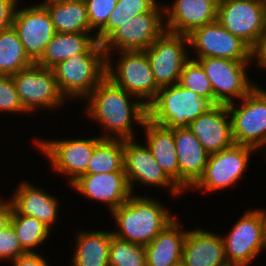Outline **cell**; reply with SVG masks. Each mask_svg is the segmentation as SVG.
<instances>
[{
    "mask_svg": "<svg viewBox=\"0 0 266 266\" xmlns=\"http://www.w3.org/2000/svg\"><path fill=\"white\" fill-rule=\"evenodd\" d=\"M82 102H86L83 106L86 119L101 128V138L135 139L137 134L133 127H143L148 119L147 106L108 77Z\"/></svg>",
    "mask_w": 266,
    "mask_h": 266,
    "instance_id": "1",
    "label": "cell"
},
{
    "mask_svg": "<svg viewBox=\"0 0 266 266\" xmlns=\"http://www.w3.org/2000/svg\"><path fill=\"white\" fill-rule=\"evenodd\" d=\"M172 213L156 197L132 194L125 203L110 213L117 226L112 230L113 235L121 240L146 246L176 218Z\"/></svg>",
    "mask_w": 266,
    "mask_h": 266,
    "instance_id": "2",
    "label": "cell"
},
{
    "mask_svg": "<svg viewBox=\"0 0 266 266\" xmlns=\"http://www.w3.org/2000/svg\"><path fill=\"white\" fill-rule=\"evenodd\" d=\"M216 105L211 98H202L177 83L159 89L155 99L147 106L148 119L163 128H185Z\"/></svg>",
    "mask_w": 266,
    "mask_h": 266,
    "instance_id": "3",
    "label": "cell"
},
{
    "mask_svg": "<svg viewBox=\"0 0 266 266\" xmlns=\"http://www.w3.org/2000/svg\"><path fill=\"white\" fill-rule=\"evenodd\" d=\"M52 69L68 102H82L106 77V54L98 43L88 54L73 55Z\"/></svg>",
    "mask_w": 266,
    "mask_h": 266,
    "instance_id": "4",
    "label": "cell"
},
{
    "mask_svg": "<svg viewBox=\"0 0 266 266\" xmlns=\"http://www.w3.org/2000/svg\"><path fill=\"white\" fill-rule=\"evenodd\" d=\"M114 54L118 55L117 60ZM106 77L148 106L159 87L145 51H118L106 54Z\"/></svg>",
    "mask_w": 266,
    "mask_h": 266,
    "instance_id": "5",
    "label": "cell"
},
{
    "mask_svg": "<svg viewBox=\"0 0 266 266\" xmlns=\"http://www.w3.org/2000/svg\"><path fill=\"white\" fill-rule=\"evenodd\" d=\"M237 102L226 104L234 144L252 147L266 160V90L258 84Z\"/></svg>",
    "mask_w": 266,
    "mask_h": 266,
    "instance_id": "6",
    "label": "cell"
},
{
    "mask_svg": "<svg viewBox=\"0 0 266 266\" xmlns=\"http://www.w3.org/2000/svg\"><path fill=\"white\" fill-rule=\"evenodd\" d=\"M99 135L96 137H77L72 139H43L38 136L33 138V144L39 152L49 160V168L56 174L67 177V185L70 186L81 175L87 172L89 161L94 148L102 140Z\"/></svg>",
    "mask_w": 266,
    "mask_h": 266,
    "instance_id": "7",
    "label": "cell"
},
{
    "mask_svg": "<svg viewBox=\"0 0 266 266\" xmlns=\"http://www.w3.org/2000/svg\"><path fill=\"white\" fill-rule=\"evenodd\" d=\"M20 101L24 110L30 115L41 110L58 112L68 100L60 92L52 68L43 67L37 63L12 75ZM41 109V110H39Z\"/></svg>",
    "mask_w": 266,
    "mask_h": 266,
    "instance_id": "8",
    "label": "cell"
},
{
    "mask_svg": "<svg viewBox=\"0 0 266 266\" xmlns=\"http://www.w3.org/2000/svg\"><path fill=\"white\" fill-rule=\"evenodd\" d=\"M254 152L258 155V151L252 147L233 144L220 152L209 154L203 176L190 190L210 194L234 187L248 172L250 158L256 155Z\"/></svg>",
    "mask_w": 266,
    "mask_h": 266,
    "instance_id": "9",
    "label": "cell"
},
{
    "mask_svg": "<svg viewBox=\"0 0 266 266\" xmlns=\"http://www.w3.org/2000/svg\"><path fill=\"white\" fill-rule=\"evenodd\" d=\"M190 58L197 60L205 70L216 104L226 105L238 101L257 85L248 71L253 61H234L218 57Z\"/></svg>",
    "mask_w": 266,
    "mask_h": 266,
    "instance_id": "10",
    "label": "cell"
},
{
    "mask_svg": "<svg viewBox=\"0 0 266 266\" xmlns=\"http://www.w3.org/2000/svg\"><path fill=\"white\" fill-rule=\"evenodd\" d=\"M235 222L228 234L224 232L222 235L228 264L251 266L266 250L263 209L258 207L245 210Z\"/></svg>",
    "mask_w": 266,
    "mask_h": 266,
    "instance_id": "11",
    "label": "cell"
},
{
    "mask_svg": "<svg viewBox=\"0 0 266 266\" xmlns=\"http://www.w3.org/2000/svg\"><path fill=\"white\" fill-rule=\"evenodd\" d=\"M164 2L150 12L131 18L115 29L102 43L105 54L118 51H145L166 29Z\"/></svg>",
    "mask_w": 266,
    "mask_h": 266,
    "instance_id": "12",
    "label": "cell"
},
{
    "mask_svg": "<svg viewBox=\"0 0 266 266\" xmlns=\"http://www.w3.org/2000/svg\"><path fill=\"white\" fill-rule=\"evenodd\" d=\"M138 139H123L124 172L132 194H136L135 186L167 188L172 197H181L185 192L157 164L151 151L144 142ZM144 143V144H143Z\"/></svg>",
    "mask_w": 266,
    "mask_h": 266,
    "instance_id": "13",
    "label": "cell"
},
{
    "mask_svg": "<svg viewBox=\"0 0 266 266\" xmlns=\"http://www.w3.org/2000/svg\"><path fill=\"white\" fill-rule=\"evenodd\" d=\"M217 20L252 50L266 33V4L263 0H226L217 6Z\"/></svg>",
    "mask_w": 266,
    "mask_h": 266,
    "instance_id": "14",
    "label": "cell"
},
{
    "mask_svg": "<svg viewBox=\"0 0 266 266\" xmlns=\"http://www.w3.org/2000/svg\"><path fill=\"white\" fill-rule=\"evenodd\" d=\"M21 1L16 6L12 26L17 31L28 58L37 63L56 31L51 16L41 0L40 3H30V6L28 3L26 6L25 2L21 5Z\"/></svg>",
    "mask_w": 266,
    "mask_h": 266,
    "instance_id": "15",
    "label": "cell"
},
{
    "mask_svg": "<svg viewBox=\"0 0 266 266\" xmlns=\"http://www.w3.org/2000/svg\"><path fill=\"white\" fill-rule=\"evenodd\" d=\"M189 57H218L234 61H253V50L225 29L218 20L195 29L188 35ZM194 50V51H193Z\"/></svg>",
    "mask_w": 266,
    "mask_h": 266,
    "instance_id": "16",
    "label": "cell"
},
{
    "mask_svg": "<svg viewBox=\"0 0 266 266\" xmlns=\"http://www.w3.org/2000/svg\"><path fill=\"white\" fill-rule=\"evenodd\" d=\"M189 50L188 36L166 30L145 50L159 88L179 82Z\"/></svg>",
    "mask_w": 266,
    "mask_h": 266,
    "instance_id": "17",
    "label": "cell"
},
{
    "mask_svg": "<svg viewBox=\"0 0 266 266\" xmlns=\"http://www.w3.org/2000/svg\"><path fill=\"white\" fill-rule=\"evenodd\" d=\"M70 188L87 200L106 205L109 213L132 195L125 172L83 174Z\"/></svg>",
    "mask_w": 266,
    "mask_h": 266,
    "instance_id": "18",
    "label": "cell"
},
{
    "mask_svg": "<svg viewBox=\"0 0 266 266\" xmlns=\"http://www.w3.org/2000/svg\"><path fill=\"white\" fill-rule=\"evenodd\" d=\"M164 3L166 31L188 36L195 29L217 20L212 0H173Z\"/></svg>",
    "mask_w": 266,
    "mask_h": 266,
    "instance_id": "19",
    "label": "cell"
},
{
    "mask_svg": "<svg viewBox=\"0 0 266 266\" xmlns=\"http://www.w3.org/2000/svg\"><path fill=\"white\" fill-rule=\"evenodd\" d=\"M16 186L13 195L8 198L13 209L18 214L35 217L53 231V226L57 223L58 215H60L59 198L51 195L44 188L37 187L30 180H22Z\"/></svg>",
    "mask_w": 266,
    "mask_h": 266,
    "instance_id": "20",
    "label": "cell"
},
{
    "mask_svg": "<svg viewBox=\"0 0 266 266\" xmlns=\"http://www.w3.org/2000/svg\"><path fill=\"white\" fill-rule=\"evenodd\" d=\"M209 153H217L234 144L227 105L217 104L199 115L188 127Z\"/></svg>",
    "mask_w": 266,
    "mask_h": 266,
    "instance_id": "21",
    "label": "cell"
},
{
    "mask_svg": "<svg viewBox=\"0 0 266 266\" xmlns=\"http://www.w3.org/2000/svg\"><path fill=\"white\" fill-rule=\"evenodd\" d=\"M174 141L180 169V188L190 193L204 174L209 153L188 127L174 129Z\"/></svg>",
    "mask_w": 266,
    "mask_h": 266,
    "instance_id": "22",
    "label": "cell"
},
{
    "mask_svg": "<svg viewBox=\"0 0 266 266\" xmlns=\"http://www.w3.org/2000/svg\"><path fill=\"white\" fill-rule=\"evenodd\" d=\"M204 228L189 229L183 245L186 266H227L222 234Z\"/></svg>",
    "mask_w": 266,
    "mask_h": 266,
    "instance_id": "23",
    "label": "cell"
},
{
    "mask_svg": "<svg viewBox=\"0 0 266 266\" xmlns=\"http://www.w3.org/2000/svg\"><path fill=\"white\" fill-rule=\"evenodd\" d=\"M176 218L145 246L147 266H174L182 260L188 229Z\"/></svg>",
    "mask_w": 266,
    "mask_h": 266,
    "instance_id": "24",
    "label": "cell"
},
{
    "mask_svg": "<svg viewBox=\"0 0 266 266\" xmlns=\"http://www.w3.org/2000/svg\"><path fill=\"white\" fill-rule=\"evenodd\" d=\"M112 230H77L70 266H110Z\"/></svg>",
    "mask_w": 266,
    "mask_h": 266,
    "instance_id": "25",
    "label": "cell"
},
{
    "mask_svg": "<svg viewBox=\"0 0 266 266\" xmlns=\"http://www.w3.org/2000/svg\"><path fill=\"white\" fill-rule=\"evenodd\" d=\"M144 129V142L157 164L180 187V169L174 141V129L163 128L147 119Z\"/></svg>",
    "mask_w": 266,
    "mask_h": 266,
    "instance_id": "26",
    "label": "cell"
},
{
    "mask_svg": "<svg viewBox=\"0 0 266 266\" xmlns=\"http://www.w3.org/2000/svg\"><path fill=\"white\" fill-rule=\"evenodd\" d=\"M97 44L96 36L91 32L56 33L37 64L52 68L73 55L88 54Z\"/></svg>",
    "mask_w": 266,
    "mask_h": 266,
    "instance_id": "27",
    "label": "cell"
},
{
    "mask_svg": "<svg viewBox=\"0 0 266 266\" xmlns=\"http://www.w3.org/2000/svg\"><path fill=\"white\" fill-rule=\"evenodd\" d=\"M56 33L91 32L87 5L85 2L43 0Z\"/></svg>",
    "mask_w": 266,
    "mask_h": 266,
    "instance_id": "28",
    "label": "cell"
},
{
    "mask_svg": "<svg viewBox=\"0 0 266 266\" xmlns=\"http://www.w3.org/2000/svg\"><path fill=\"white\" fill-rule=\"evenodd\" d=\"M124 172L123 139L103 138L94 148L85 174Z\"/></svg>",
    "mask_w": 266,
    "mask_h": 266,
    "instance_id": "29",
    "label": "cell"
},
{
    "mask_svg": "<svg viewBox=\"0 0 266 266\" xmlns=\"http://www.w3.org/2000/svg\"><path fill=\"white\" fill-rule=\"evenodd\" d=\"M32 64L13 26L0 31V75L12 76Z\"/></svg>",
    "mask_w": 266,
    "mask_h": 266,
    "instance_id": "30",
    "label": "cell"
},
{
    "mask_svg": "<svg viewBox=\"0 0 266 266\" xmlns=\"http://www.w3.org/2000/svg\"><path fill=\"white\" fill-rule=\"evenodd\" d=\"M10 224L26 252H35V249L41 248V245L47 242L52 233L47 226L35 217L18 214L14 209L12 210Z\"/></svg>",
    "mask_w": 266,
    "mask_h": 266,
    "instance_id": "31",
    "label": "cell"
},
{
    "mask_svg": "<svg viewBox=\"0 0 266 266\" xmlns=\"http://www.w3.org/2000/svg\"><path fill=\"white\" fill-rule=\"evenodd\" d=\"M159 2V0H118L106 25L96 34V40L101 44L117 27L135 16L150 12Z\"/></svg>",
    "mask_w": 266,
    "mask_h": 266,
    "instance_id": "32",
    "label": "cell"
},
{
    "mask_svg": "<svg viewBox=\"0 0 266 266\" xmlns=\"http://www.w3.org/2000/svg\"><path fill=\"white\" fill-rule=\"evenodd\" d=\"M110 266H147L145 246L121 240L114 235L110 241Z\"/></svg>",
    "mask_w": 266,
    "mask_h": 266,
    "instance_id": "33",
    "label": "cell"
},
{
    "mask_svg": "<svg viewBox=\"0 0 266 266\" xmlns=\"http://www.w3.org/2000/svg\"><path fill=\"white\" fill-rule=\"evenodd\" d=\"M178 84L196 92L202 98H211L214 101L211 83L205 70L195 59L189 58L184 63Z\"/></svg>",
    "mask_w": 266,
    "mask_h": 266,
    "instance_id": "34",
    "label": "cell"
},
{
    "mask_svg": "<svg viewBox=\"0 0 266 266\" xmlns=\"http://www.w3.org/2000/svg\"><path fill=\"white\" fill-rule=\"evenodd\" d=\"M3 112L10 116L28 115L20 101L12 76L9 75H0V113Z\"/></svg>",
    "mask_w": 266,
    "mask_h": 266,
    "instance_id": "35",
    "label": "cell"
},
{
    "mask_svg": "<svg viewBox=\"0 0 266 266\" xmlns=\"http://www.w3.org/2000/svg\"><path fill=\"white\" fill-rule=\"evenodd\" d=\"M117 2L118 0H86L91 33L94 32L95 36L106 25Z\"/></svg>",
    "mask_w": 266,
    "mask_h": 266,
    "instance_id": "36",
    "label": "cell"
},
{
    "mask_svg": "<svg viewBox=\"0 0 266 266\" xmlns=\"http://www.w3.org/2000/svg\"><path fill=\"white\" fill-rule=\"evenodd\" d=\"M24 253L26 251L22 248L17 234L10 224L0 233V262L9 263Z\"/></svg>",
    "mask_w": 266,
    "mask_h": 266,
    "instance_id": "37",
    "label": "cell"
},
{
    "mask_svg": "<svg viewBox=\"0 0 266 266\" xmlns=\"http://www.w3.org/2000/svg\"><path fill=\"white\" fill-rule=\"evenodd\" d=\"M41 252H26L10 261V266H50L46 257Z\"/></svg>",
    "mask_w": 266,
    "mask_h": 266,
    "instance_id": "38",
    "label": "cell"
},
{
    "mask_svg": "<svg viewBox=\"0 0 266 266\" xmlns=\"http://www.w3.org/2000/svg\"><path fill=\"white\" fill-rule=\"evenodd\" d=\"M20 0H0V31L12 27L13 15Z\"/></svg>",
    "mask_w": 266,
    "mask_h": 266,
    "instance_id": "39",
    "label": "cell"
},
{
    "mask_svg": "<svg viewBox=\"0 0 266 266\" xmlns=\"http://www.w3.org/2000/svg\"><path fill=\"white\" fill-rule=\"evenodd\" d=\"M12 210L13 206L8 197L3 198L0 195V233L10 225Z\"/></svg>",
    "mask_w": 266,
    "mask_h": 266,
    "instance_id": "40",
    "label": "cell"
},
{
    "mask_svg": "<svg viewBox=\"0 0 266 266\" xmlns=\"http://www.w3.org/2000/svg\"><path fill=\"white\" fill-rule=\"evenodd\" d=\"M253 64L261 71L266 72V33L261 38L258 46L253 50Z\"/></svg>",
    "mask_w": 266,
    "mask_h": 266,
    "instance_id": "41",
    "label": "cell"
},
{
    "mask_svg": "<svg viewBox=\"0 0 266 266\" xmlns=\"http://www.w3.org/2000/svg\"><path fill=\"white\" fill-rule=\"evenodd\" d=\"M263 223H264V242L266 248V209L263 208Z\"/></svg>",
    "mask_w": 266,
    "mask_h": 266,
    "instance_id": "42",
    "label": "cell"
},
{
    "mask_svg": "<svg viewBox=\"0 0 266 266\" xmlns=\"http://www.w3.org/2000/svg\"><path fill=\"white\" fill-rule=\"evenodd\" d=\"M66 2H86V0H61Z\"/></svg>",
    "mask_w": 266,
    "mask_h": 266,
    "instance_id": "43",
    "label": "cell"
},
{
    "mask_svg": "<svg viewBox=\"0 0 266 266\" xmlns=\"http://www.w3.org/2000/svg\"><path fill=\"white\" fill-rule=\"evenodd\" d=\"M174 266H186L185 263L181 260L177 262Z\"/></svg>",
    "mask_w": 266,
    "mask_h": 266,
    "instance_id": "44",
    "label": "cell"
},
{
    "mask_svg": "<svg viewBox=\"0 0 266 266\" xmlns=\"http://www.w3.org/2000/svg\"><path fill=\"white\" fill-rule=\"evenodd\" d=\"M217 6L220 3V0H212Z\"/></svg>",
    "mask_w": 266,
    "mask_h": 266,
    "instance_id": "45",
    "label": "cell"
}]
</instances>
